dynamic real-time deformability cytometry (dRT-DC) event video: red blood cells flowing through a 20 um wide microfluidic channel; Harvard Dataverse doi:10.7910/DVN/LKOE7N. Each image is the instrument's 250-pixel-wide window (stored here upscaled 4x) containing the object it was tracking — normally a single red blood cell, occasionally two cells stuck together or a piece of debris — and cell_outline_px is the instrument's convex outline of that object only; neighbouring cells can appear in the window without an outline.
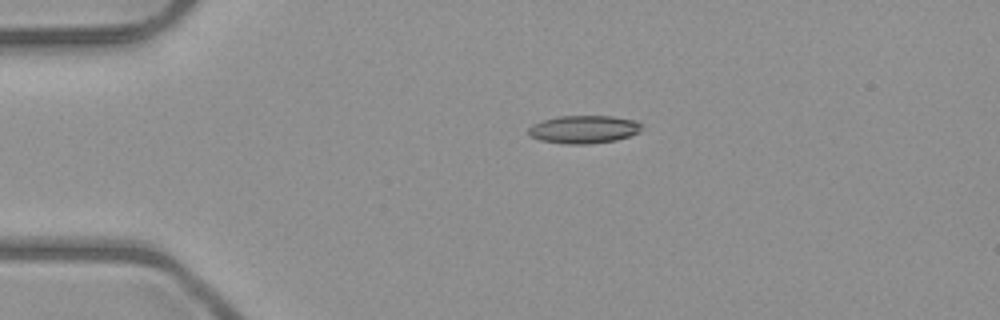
{"species": "common noctule bat (a hibernating species)", "species_latin": "Nyctalus noctula", "temperature_condition": "room temperature", "stored_images_in_passage": 6, "camera_frame_rate_fps": 3000, "um_per_image_px": 0.085, "animal": {"sex": "male", "body_mass_g": 23.1, "forearm_length_mm": 52.7}, "frame": {"image": 1, "passage_image": 4, "time_ms": 3.667, "image_size_px": [1000, 320], "cell_outline_px": [[640, 132], [616, 140], [588, 144], [568, 144], [540, 140], [532, 136], [528, 132], [528, 128], [532, 124], [540, 120], [556, 116], [612, 116], [636, 120], [640, 124]], "centroid_in_image_um": [49.59, 10.98], "position_along_channel_um": 35.4, "area_um2": 18.44}}
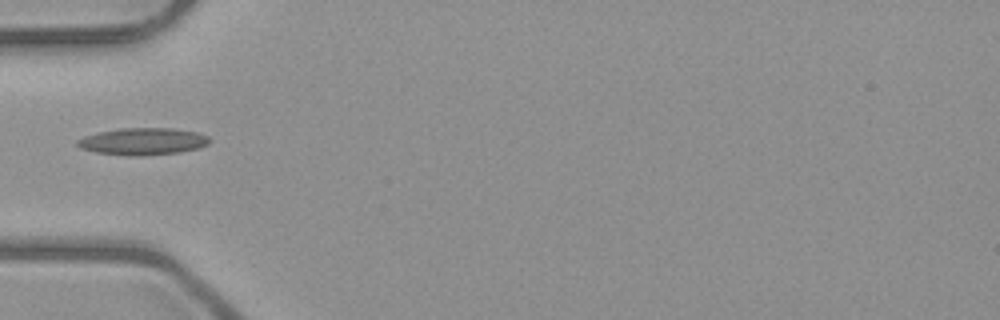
{"frame": {"image": 2, "passage_image": 6, "time_ms": 5.667, "image_size_px": [1000, 320], "cell_outline_px": [[212, 140], [208, 144], [196, 148], [180, 152], [144, 156], [132, 156], [96, 152], [80, 148], [76, 144], [76, 140], [84, 136], [100, 132], [120, 128], [172, 128], [200, 132], [208, 136]], "centroid_in_image_um": [12.17, 12.01], "position_along_channel_um": 72.8, "area_um2": 20.92}}